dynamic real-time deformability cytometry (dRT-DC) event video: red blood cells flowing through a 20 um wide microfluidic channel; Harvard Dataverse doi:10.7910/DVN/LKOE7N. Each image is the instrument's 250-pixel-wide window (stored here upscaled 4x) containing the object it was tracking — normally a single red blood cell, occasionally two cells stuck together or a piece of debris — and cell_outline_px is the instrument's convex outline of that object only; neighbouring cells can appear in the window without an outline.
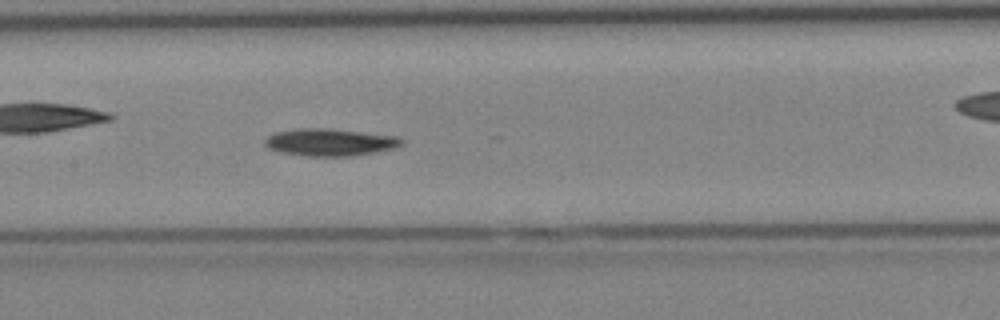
{"species": "Egyptian fruit bat (a non-hibernating species)", "species_latin": "Rousettus aegyptiacus", "temperature_condition": "cold", "stored_images_in_passage": 32, "camera_frame_rate_fps": 3000, "um_per_image_px": 0.085, "animal": {"sex": "female"}, "frame": {"image": 1, "passage_image": 10, "time_ms": 3.0, "image_size_px": [1000, 320], "cell_outline_px": [[404, 140], [396, 148], [348, 156], [304, 156], [280, 152], [268, 148], [264, 144], [264, 140], [268, 136], [276, 132], [300, 128], [320, 128], [396, 136]], "centroid_in_image_um": [27.98, 12.1], "position_along_channel_um": 179.4, "area_um2": 21.33}}